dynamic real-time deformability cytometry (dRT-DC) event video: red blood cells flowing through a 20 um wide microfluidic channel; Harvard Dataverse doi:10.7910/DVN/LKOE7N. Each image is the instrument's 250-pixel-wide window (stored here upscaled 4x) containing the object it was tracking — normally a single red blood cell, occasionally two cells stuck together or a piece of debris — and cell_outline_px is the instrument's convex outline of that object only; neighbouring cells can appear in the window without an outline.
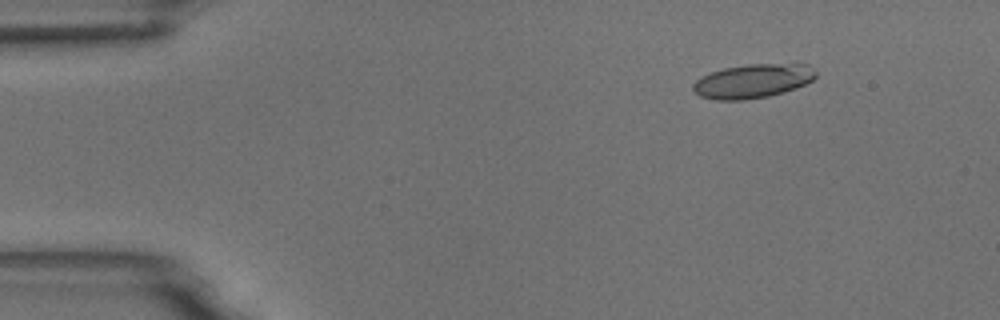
{"species": "common noctule bat (a hibernating species)", "species_latin": "Nyctalus noctula", "temperature_condition": "room temperature", "stored_images_in_passage": 7, "camera_frame_rate_fps": 3000, "um_per_image_px": 0.085, "animal": {"sex": "male", "body_mass_g": 18.8}, "frame": {"image": 1, "passage_image": 3, "time_ms": 2.0, "image_size_px": [1000, 320], "cell_outline_px": [[816, 76], [812, 80], [796, 88], [784, 92], [768, 96], [744, 100], [716, 100], [700, 96], [692, 88], [692, 84], [700, 76], [724, 68], [748, 64], [796, 60], [808, 64], [816, 72]], "centroid_in_image_um": [64.06, 6.84], "position_along_channel_um": 20.9, "area_um2": 25.14}}